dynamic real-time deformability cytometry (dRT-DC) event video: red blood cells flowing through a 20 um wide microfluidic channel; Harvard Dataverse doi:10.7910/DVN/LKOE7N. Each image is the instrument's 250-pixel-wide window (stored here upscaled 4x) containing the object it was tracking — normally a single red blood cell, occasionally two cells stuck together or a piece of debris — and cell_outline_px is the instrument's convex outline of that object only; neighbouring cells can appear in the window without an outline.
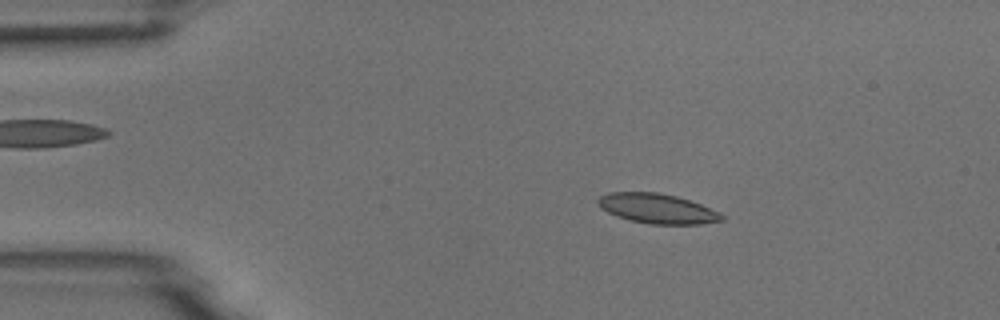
{"species": "common noctule bat (a hibernating species)", "species_latin": "Nyctalus noctula", "temperature_condition": "room temperature", "stored_images_in_passage": 53, "camera_frame_rate_fps": 3000, "um_per_image_px": 0.085, "animal": {"sex": "male", "body_mass_g": 18.8}, "frame": {"image": 1, "passage_image": 9, "time_ms": 2.667, "image_size_px": [1000, 320], "cell_outline_px": [[724, 220], [700, 224], [648, 224], [616, 216], [600, 208], [596, 200], [600, 196], [608, 192], [660, 192], [676, 196], [700, 204], [720, 212], [724, 216]], "centroid_in_image_um": [55.85, 17.72], "position_along_channel_um": 29.1, "area_um2": 21.5}}
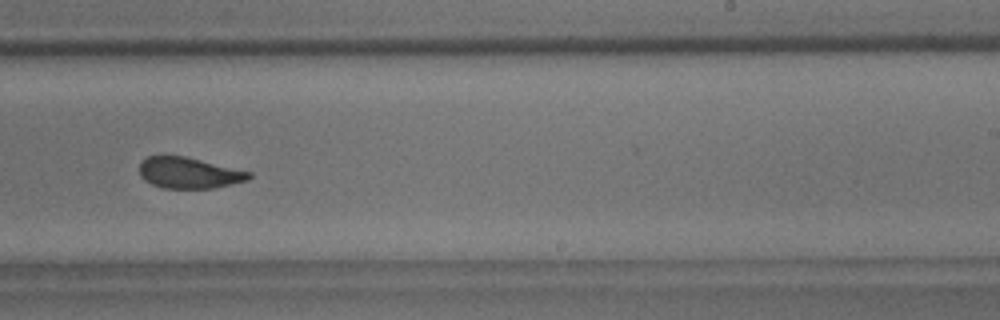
{"frame": {"image": 2, "passage_image": 33, "time_ms": 10.667, "image_size_px": [1000, 320], "cell_outline_px": [[252, 176], [248, 180], [216, 188], [164, 188], [152, 184], [144, 180], [140, 176], [140, 160], [148, 156], [184, 156], [252, 172]], "centroid_in_image_um": [16.06, 14.7], "position_along_channel_um": 272.9, "area_um2": 19.83}}
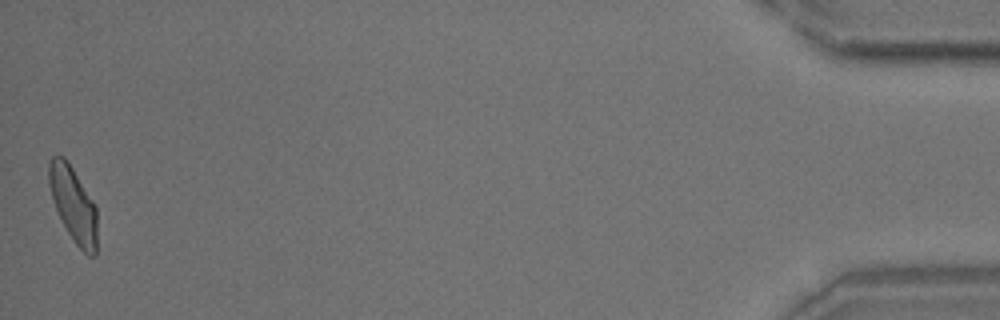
{"frame": {"image": 3, "passage_image": 53, "time_ms": 17.333, "image_size_px": [1000, 320], "cell_outline_px": [[96, 256], [88, 256], [76, 244], [68, 232], [56, 208], [48, 184], [48, 160], [52, 156], [64, 156], [68, 160], [96, 204]], "centroid_in_image_um": [6.23, 17.32], "position_along_channel_um": 429.0, "area_um2": 21.15}, "authors_computed_cell_mechanics": {"area_um2": 21.2704, "velocity_mm_per_s": 3.7375, "shape_relaxation_time_tau1_ms": 4.7205, "shape_relaxation_time_tau2_ms": 1.5084, "deformation_change_tau1": 0.1301, "deformation_change_tau2": 0.0681}}